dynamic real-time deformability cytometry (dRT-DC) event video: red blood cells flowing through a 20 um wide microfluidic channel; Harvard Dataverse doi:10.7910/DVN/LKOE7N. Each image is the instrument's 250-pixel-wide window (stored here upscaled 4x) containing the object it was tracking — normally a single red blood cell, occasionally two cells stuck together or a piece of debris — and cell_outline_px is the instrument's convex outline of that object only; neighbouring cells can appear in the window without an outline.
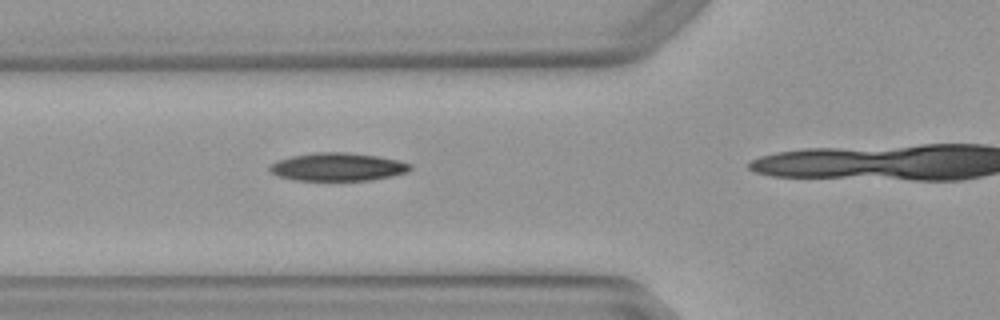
{"species": "Egyptian fruit bat (a non-hibernating species)", "species_latin": "Rousettus aegyptiacus", "temperature_condition": "warm", "stored_images_in_passage": 5, "camera_frame_rate_fps": 3000, "um_per_image_px": 0.085, "animal": {"sex": "female"}, "frame": {"image": 1, "passage_image": 4, "time_ms": 1.0, "image_size_px": [1000, 320], "cell_outline_px": [[412, 168], [408, 172], [392, 176], [372, 180], [296, 180], [276, 176], [268, 168], [272, 164], [280, 160], [292, 156], [316, 152], [348, 152], [376, 156], [396, 160], [412, 164]], "centroid_in_image_um": [28.73, 14.19], "position_along_channel_um": 97.1, "area_um2": 22.83}}